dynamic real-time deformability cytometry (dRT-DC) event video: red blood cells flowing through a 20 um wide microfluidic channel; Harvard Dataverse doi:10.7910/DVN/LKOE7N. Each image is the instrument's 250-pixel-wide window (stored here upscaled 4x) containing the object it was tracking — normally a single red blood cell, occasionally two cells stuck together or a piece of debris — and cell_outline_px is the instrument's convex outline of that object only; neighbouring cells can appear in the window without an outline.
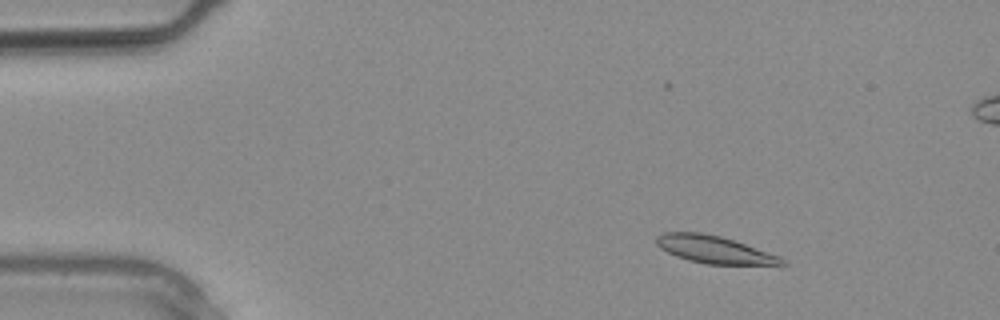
{"species": "common noctule bat (a hibernating species)", "species_latin": "Nyctalus noctula", "temperature_condition": "warm", "stored_images_in_passage": 3, "camera_frame_rate_fps": 3000, "um_per_image_px": 0.085, "animal": {"sex": "male", "body_mass_g": 20.4}, "frame": {"image": 1, "passage_image": 2, "time_ms": 0.333, "image_size_px": [1000, 320], "cell_outline_px": [[788, 264], [708, 264], [688, 260], [676, 256], [660, 248], [656, 244], [656, 236], [664, 232], [700, 232], [720, 236], [780, 256]], "centroid_in_image_um": [60.66, 21.2], "position_along_channel_um": 24.3, "area_um2": 19.71}}